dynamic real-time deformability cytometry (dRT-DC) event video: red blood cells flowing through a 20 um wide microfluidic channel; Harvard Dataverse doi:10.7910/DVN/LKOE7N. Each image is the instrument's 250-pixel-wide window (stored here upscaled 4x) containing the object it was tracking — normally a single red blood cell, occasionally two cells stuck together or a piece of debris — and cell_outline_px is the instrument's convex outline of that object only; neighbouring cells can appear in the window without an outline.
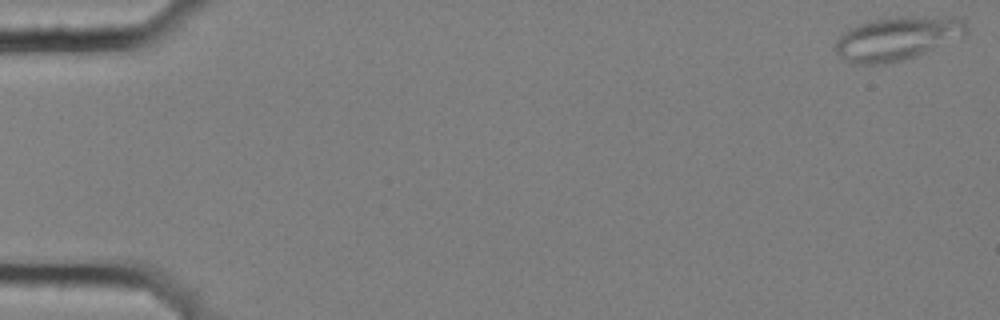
{"species": "common noctule bat (a hibernating species)", "species_latin": "Nyctalus noctula", "temperature_condition": "cold", "stored_images_in_passage": 6, "camera_frame_rate_fps": 3000, "um_per_image_px": 0.085, "animal": {"sex": "female", "body_mass_g": 25.1}, "frame": {"image": 1, "passage_image": 1, "time_ms": 0.0, "image_size_px": [1000, 320], "cell_outline_px": [[968, 32], [964, 36], [924, 52], [900, 60], [880, 64], [852, 64], [840, 56], [836, 52], [836, 40], [848, 28], [872, 20], [900, 16], [960, 16], [968, 28]], "centroid_in_image_um": [76.29, 3.23], "position_along_channel_um": 8.7, "area_um2": 33.12}}
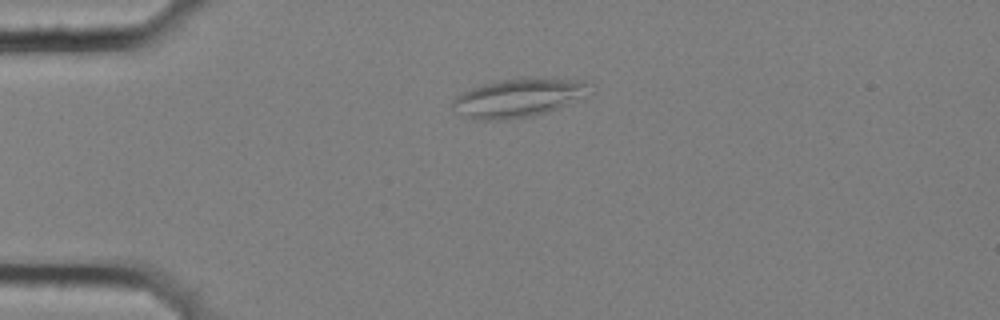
{"frame": {"image": 2, "passage_image": 4, "time_ms": 1.0, "image_size_px": [1000, 320], "cell_outline_px": [[596, 92], [548, 112], [532, 116], [496, 120], [484, 120], [468, 116], [452, 104], [452, 100], [456, 96], [480, 84], [500, 80], [532, 76], [536, 76], [584, 80], [596, 84]], "centroid_in_image_um": [44.29, 8.25], "position_along_channel_um": 40.7, "area_um2": 31.33}}